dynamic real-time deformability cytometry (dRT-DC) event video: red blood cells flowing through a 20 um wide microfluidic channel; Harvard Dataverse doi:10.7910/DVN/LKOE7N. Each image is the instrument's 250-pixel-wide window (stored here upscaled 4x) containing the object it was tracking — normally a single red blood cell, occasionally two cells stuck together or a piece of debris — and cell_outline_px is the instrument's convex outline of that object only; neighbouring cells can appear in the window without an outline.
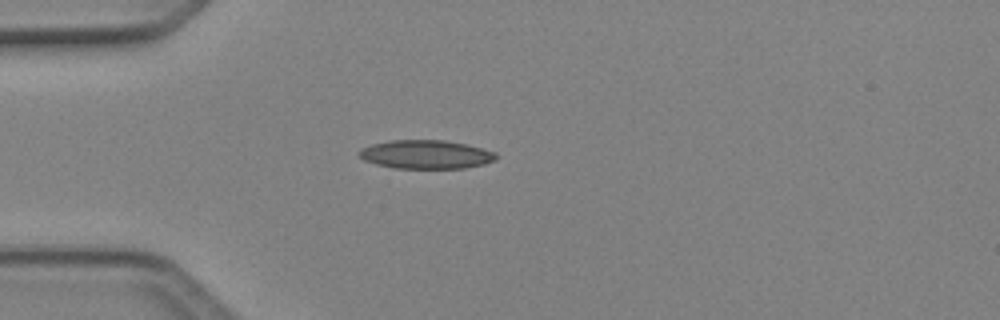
{"species": "Egyptian fruit bat (a non-hibernating species)", "species_latin": "Rousettus aegyptiacus", "temperature_condition": "cold", "stored_images_in_passage": 1, "camera_frame_rate_fps": 3000, "um_per_image_px": 0.085, "animal": {"sex": "female"}, "frame": {"image": 1, "passage_image": 1, "time_ms": 0.0, "image_size_px": [1000, 320], "cell_outline_px": [[496, 156], [492, 160], [484, 164], [464, 168], [392, 168], [376, 164], [364, 160], [356, 152], [360, 148], [372, 144], [392, 140], [444, 140], [464, 144], [496, 152]], "centroid_in_image_um": [36.14, 13.13], "position_along_channel_um": 48.9, "area_um2": 22.72}}